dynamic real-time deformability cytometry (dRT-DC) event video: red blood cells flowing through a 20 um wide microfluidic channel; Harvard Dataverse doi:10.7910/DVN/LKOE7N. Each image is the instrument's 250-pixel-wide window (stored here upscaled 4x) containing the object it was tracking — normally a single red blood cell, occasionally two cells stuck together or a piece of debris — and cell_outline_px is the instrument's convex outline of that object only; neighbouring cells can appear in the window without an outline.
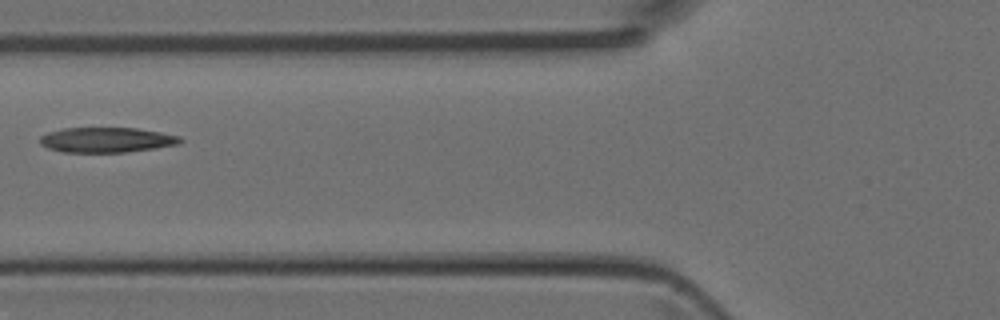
{"species": "Egyptian fruit bat (a non-hibernating species)", "species_latin": "Rousettus aegyptiacus", "temperature_condition": "room temperature", "stored_images_in_passage": 2, "camera_frame_rate_fps": 3000, "um_per_image_px": 0.085, "animal": {"sex": "female"}, "frame": {"image": 1, "passage_image": 2, "time_ms": 0.333, "image_size_px": [1000, 320], "cell_outline_px": [[184, 140], [180, 144], [156, 148], [124, 152], [64, 152], [48, 148], [40, 144], [40, 136], [48, 132], [64, 128], [136, 128], [160, 132], [180, 136]], "centroid_in_image_um": [9.08, 11.89], "position_along_channel_um": 116.7, "area_um2": 20.52}}